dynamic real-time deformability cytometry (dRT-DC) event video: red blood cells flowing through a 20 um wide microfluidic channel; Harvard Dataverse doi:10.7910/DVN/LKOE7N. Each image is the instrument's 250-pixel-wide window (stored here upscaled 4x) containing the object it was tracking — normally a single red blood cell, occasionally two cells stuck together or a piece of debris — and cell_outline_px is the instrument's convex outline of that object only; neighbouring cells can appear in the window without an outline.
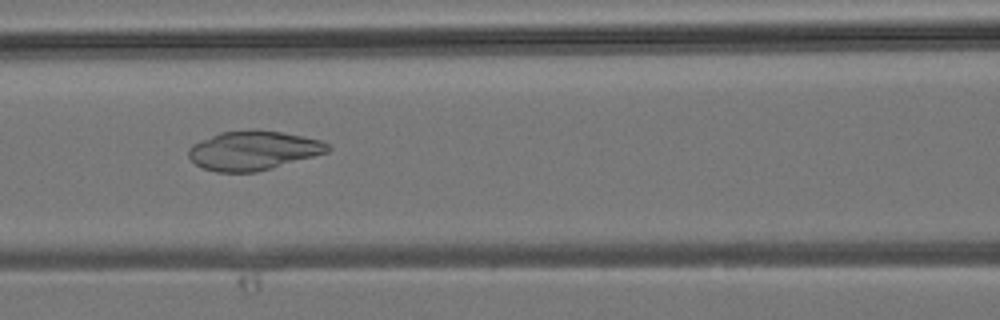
{"species": "common noctule bat (a hibernating species)", "species_latin": "Nyctalus noctula", "temperature_condition": "room temperature", "stored_images_in_passage": 41, "camera_frame_rate_fps": 3000, "um_per_image_px": 0.085, "animal": {"sex": "male", "body_mass_g": 19.2, "forearm_length_mm": 51.8}, "frame": {"image": 1, "passage_image": 18, "time_ms": 5.667, "image_size_px": [1000, 320], "cell_outline_px": [[332, 148], [328, 152], [272, 168], [256, 172], [216, 172], [204, 168], [196, 164], [188, 156], [188, 148], [192, 144], [200, 140], [220, 132], [252, 128], [256, 128], [280, 132], [320, 140], [328, 144]], "centroid_in_image_um": [21.5, 12.78], "position_along_channel_um": 145.1, "area_um2": 31.91}}
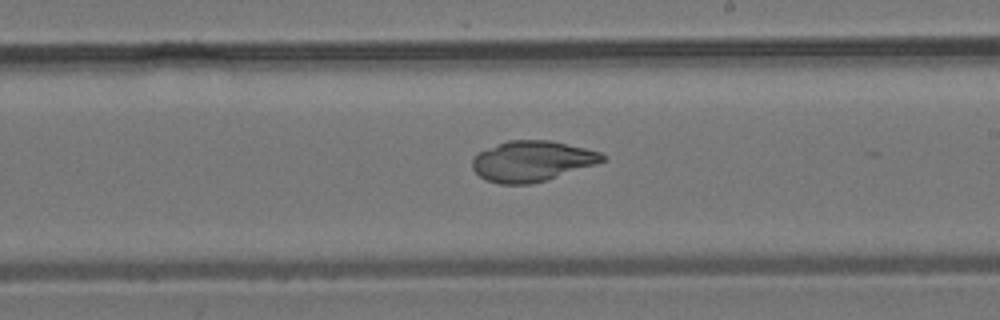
{"frame": {"image": 2, "passage_image": 24, "time_ms": 7.667, "image_size_px": [1000, 320], "cell_outline_px": [[604, 160], [596, 164], [548, 180], [532, 184], [500, 184], [488, 180], [480, 176], [472, 168], [472, 160], [480, 152], [508, 140], [552, 140], [600, 152], [604, 156]], "centroid_in_image_um": [45.23, 13.7], "position_along_channel_um": 243.8, "area_um2": 30.46}}
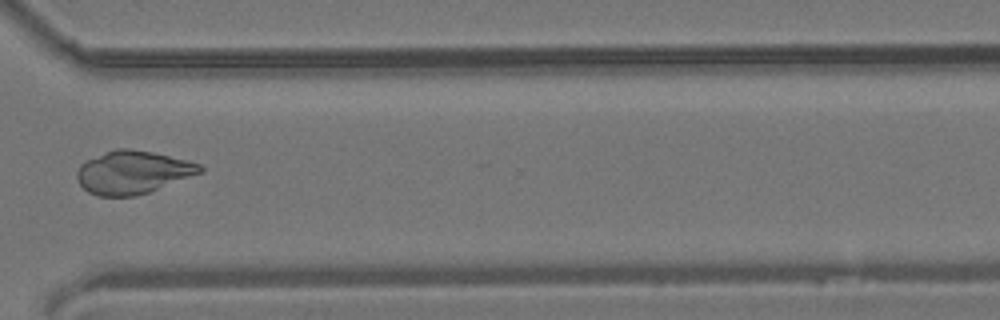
{"frame": {"image": 3, "passage_image": 31, "time_ms": 10.0, "image_size_px": [1000, 320], "cell_outline_px": [[204, 172], [148, 192], [136, 196], [96, 196], [88, 192], [80, 184], [76, 176], [76, 172], [80, 164], [84, 160], [116, 148], [128, 148], [152, 152], [200, 164], [204, 168]], "centroid_in_image_um": [11.25, 14.65], "position_along_channel_um": 359.3, "area_um2": 30.81}}